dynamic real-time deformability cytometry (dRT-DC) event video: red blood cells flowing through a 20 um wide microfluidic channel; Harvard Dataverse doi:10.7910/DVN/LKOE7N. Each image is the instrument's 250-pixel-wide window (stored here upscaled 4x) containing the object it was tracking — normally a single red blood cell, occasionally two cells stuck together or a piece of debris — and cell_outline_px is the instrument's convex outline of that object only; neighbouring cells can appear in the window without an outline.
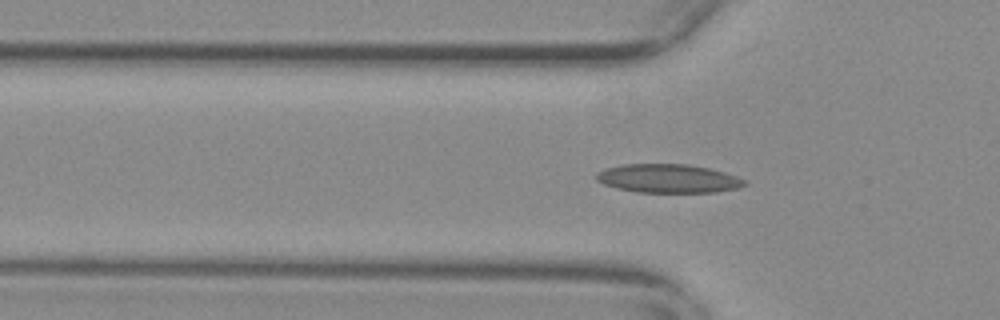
{"species": "common noctule bat (a hibernating species)", "species_latin": "Nyctalus noctula", "temperature_condition": "warm", "stored_images_in_passage": 36, "camera_frame_rate_fps": 3000, "um_per_image_px": 0.085, "animal": {"sex": "female", "body_mass_g": 29.2, "forearm_length_mm": 56.3}, "frame": {"image": 1, "passage_image": 2, "time_ms": 0.333, "image_size_px": [1000, 320], "cell_outline_px": [[748, 184], [740, 188], [716, 192], [636, 192], [616, 188], [604, 184], [596, 180], [596, 172], [608, 168], [624, 164], [688, 164], [708, 168], [724, 172], [736, 176], [744, 180]], "centroid_in_image_um": [56.81, 15.18], "position_along_channel_um": 69.0, "area_um2": 24.74}}
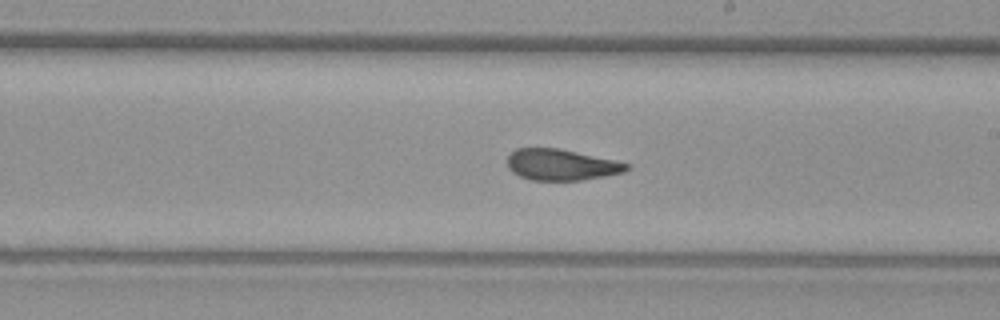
{"frame": {"image": 2, "passage_image": 16, "time_ms": 5.0, "image_size_px": [1000, 320], "cell_outline_px": [[632, 168], [624, 172], [604, 176], [580, 180], [528, 180], [512, 172], [508, 168], [508, 156], [516, 148], [560, 148], [616, 160], [632, 164]], "centroid_in_image_um": [47.75, 14.0], "position_along_channel_um": 241.3, "area_um2": 21.85}}
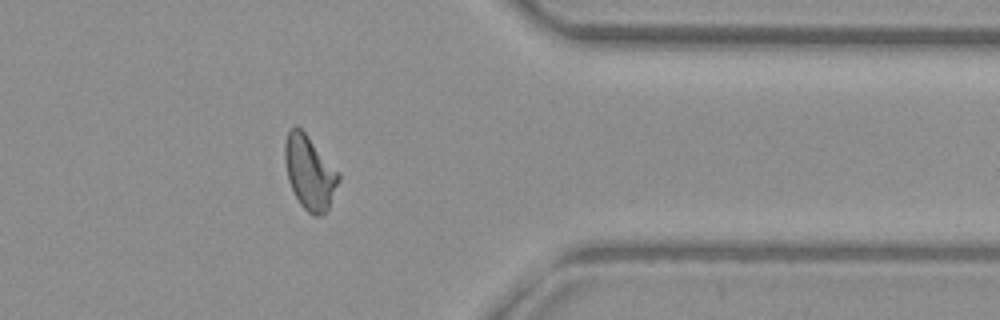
{"frame": {"image": 3, "passage_image": 29, "time_ms": 9.333, "image_size_px": [1000, 320], "cell_outline_px": [[340, 180], [328, 208], [320, 216], [312, 216], [300, 204], [288, 180], [284, 160], [284, 144], [288, 132], [296, 124], [304, 132], [340, 172]], "centroid_in_image_um": [26.32, 14.66], "position_along_channel_um": 385.1, "area_um2": 23.0}, "authors_computed_cell_mechanics": {"area_um2": 22.6287, "velocity_mm_per_s": 3.6807, "shape_relaxation_time_tau1_ms": null, "shape_relaxation_time_tau2_ms": 2.2151, "deformation_change_tau1": null, "deformation_change_tau2": 0.0776}}